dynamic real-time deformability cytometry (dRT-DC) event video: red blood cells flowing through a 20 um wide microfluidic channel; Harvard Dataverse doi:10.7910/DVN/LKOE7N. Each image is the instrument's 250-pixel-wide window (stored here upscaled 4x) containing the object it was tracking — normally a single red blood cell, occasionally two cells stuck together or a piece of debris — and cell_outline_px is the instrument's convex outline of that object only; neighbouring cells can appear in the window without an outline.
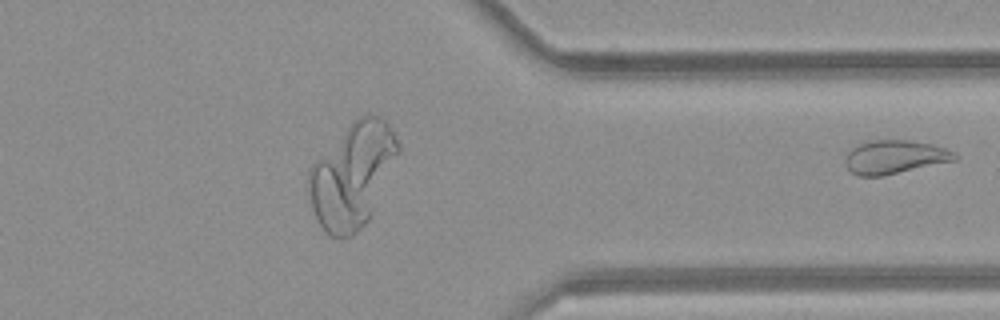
{"species": "common noctule bat (a hibernating species)", "species_latin": "Nyctalus noctula", "temperature_condition": "room temperature", "stored_images_in_passage": 28, "camera_frame_rate_fps": 3000, "um_per_image_px": 0.085, "animal": {"sex": "female", "body_mass_g": 21.9}, "frame": {"image": 1, "passage_image": 28, "time_ms": 9.0, "image_size_px": [1000, 320], "cell_outline_px": [[960, 156], [956, 160], [880, 176], [860, 176], [852, 172], [848, 168], [844, 160], [848, 152], [852, 148], [860, 144], [872, 140], [908, 140], [932, 144], [956, 152]], "centroid_in_image_um": [76.07, 13.34], "position_along_channel_um": 335.3, "area_um2": 21.21}}